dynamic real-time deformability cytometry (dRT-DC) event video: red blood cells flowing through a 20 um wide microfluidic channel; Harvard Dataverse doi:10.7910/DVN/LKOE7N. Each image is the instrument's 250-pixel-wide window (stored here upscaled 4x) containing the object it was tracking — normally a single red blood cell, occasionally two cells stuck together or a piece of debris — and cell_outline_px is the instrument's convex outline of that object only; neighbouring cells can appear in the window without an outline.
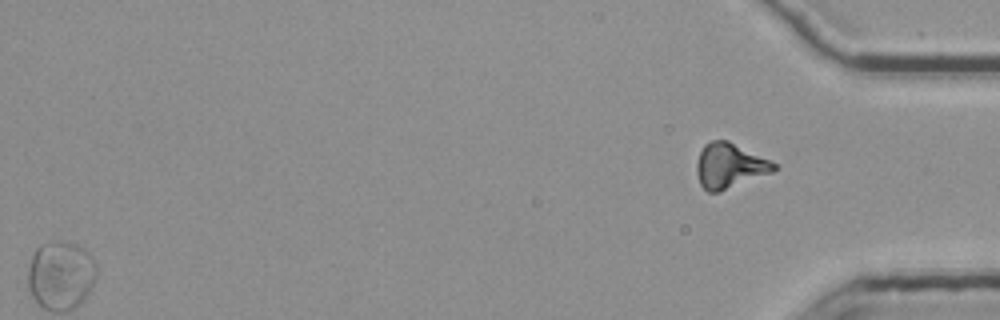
{"species": "common noctule bat (a hibernating species)", "species_latin": "Nyctalus noctula", "temperature_condition": "room temperature", "stored_images_in_passage": 54, "segment_of_instrument_passage": [2, 2], "camera_frame_rate_fps": 3000, "um_per_image_px": 0.085, "animal": {"sex": "female", "body_mass_g": 25.1}, "frame": {"image": 1, "passage_image": 54, "time_ms": 17.667, "image_size_px": [1000, 320], "cell_outline_px": [[780, 168], [772, 172], [720, 192], [708, 192], [700, 184], [696, 172], [696, 164], [700, 152], [704, 144], [712, 140], [728, 140], [776, 164]], "centroid_in_image_um": [61.99, 14.1], "position_along_channel_um": 373.2, "area_um2": 20.11}}